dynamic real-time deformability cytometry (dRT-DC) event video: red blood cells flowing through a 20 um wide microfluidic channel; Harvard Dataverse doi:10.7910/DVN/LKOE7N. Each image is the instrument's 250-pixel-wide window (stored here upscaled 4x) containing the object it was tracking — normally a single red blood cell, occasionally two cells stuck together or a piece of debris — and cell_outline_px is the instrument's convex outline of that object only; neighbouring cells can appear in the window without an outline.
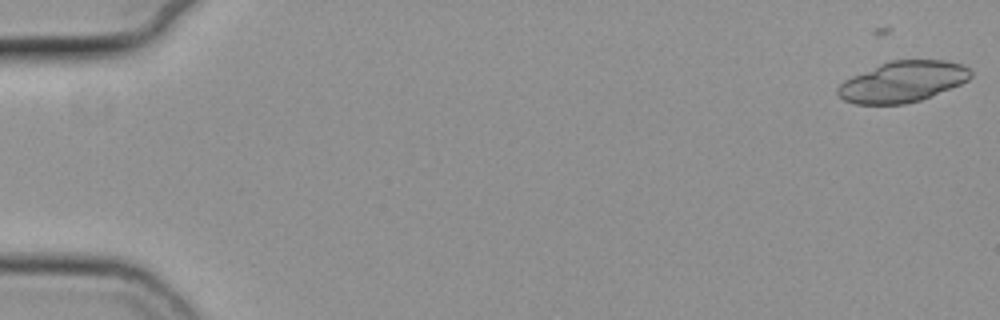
{"species": "common noctule bat (a hibernating species)", "species_latin": "Nyctalus noctula", "temperature_condition": "cold", "stored_images_in_passage": 5, "camera_frame_rate_fps": 3000, "um_per_image_px": 0.085, "animal": {"sex": "female", "body_mass_g": 19.3, "forearm_length_mm": 54.1}, "frame": {"image": 1, "passage_image": 5, "time_ms": 1.333, "image_size_px": [1000, 320], "cell_outline_px": [[972, 76], [968, 80], [960, 84], [920, 100], [904, 104], [856, 104], [844, 100], [836, 92], [836, 88], [844, 80], [852, 76], [880, 64], [892, 60], [944, 60], [960, 64], [968, 68], [972, 72]], "centroid_in_image_um": [76.71, 6.94], "position_along_channel_um": 8.3, "area_um2": 31.39}}